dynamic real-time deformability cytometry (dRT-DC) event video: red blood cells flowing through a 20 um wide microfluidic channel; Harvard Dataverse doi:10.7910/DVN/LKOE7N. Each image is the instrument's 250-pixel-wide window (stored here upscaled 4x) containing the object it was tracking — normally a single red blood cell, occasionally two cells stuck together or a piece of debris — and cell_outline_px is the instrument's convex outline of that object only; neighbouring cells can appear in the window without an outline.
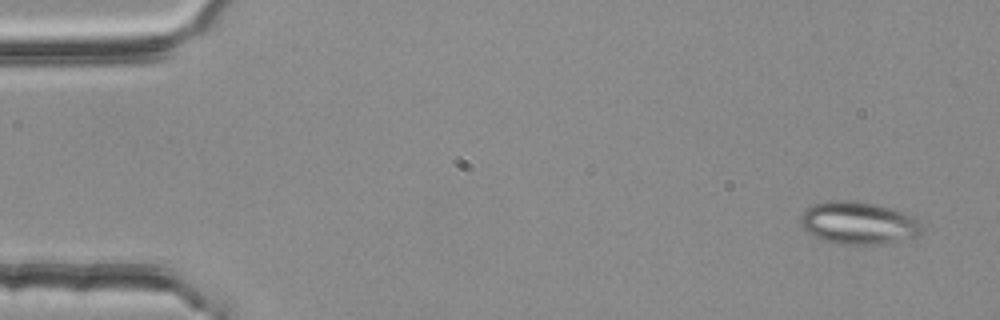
{"species": "common noctule bat (a hibernating species)", "species_latin": "Nyctalus noctula", "temperature_condition": "room temperature", "stored_images_in_passage": 4, "camera_frame_rate_fps": 3000, "um_per_image_px": 0.085, "animal": {"sex": "female", "body_mass_g": 25.1}, "frame": {"image": 1, "passage_image": 1, "time_ms": 0.0, "image_size_px": [1000, 320], "cell_outline_px": [[924, 232], [920, 236], [884, 244], [836, 244], [812, 236], [804, 232], [800, 224], [800, 216], [812, 204], [832, 200], [856, 200], [876, 204], [892, 208], [916, 216], [924, 228]], "centroid_in_image_um": [73.0, 18.96], "position_along_channel_um": 12.0, "area_um2": 30.87}}